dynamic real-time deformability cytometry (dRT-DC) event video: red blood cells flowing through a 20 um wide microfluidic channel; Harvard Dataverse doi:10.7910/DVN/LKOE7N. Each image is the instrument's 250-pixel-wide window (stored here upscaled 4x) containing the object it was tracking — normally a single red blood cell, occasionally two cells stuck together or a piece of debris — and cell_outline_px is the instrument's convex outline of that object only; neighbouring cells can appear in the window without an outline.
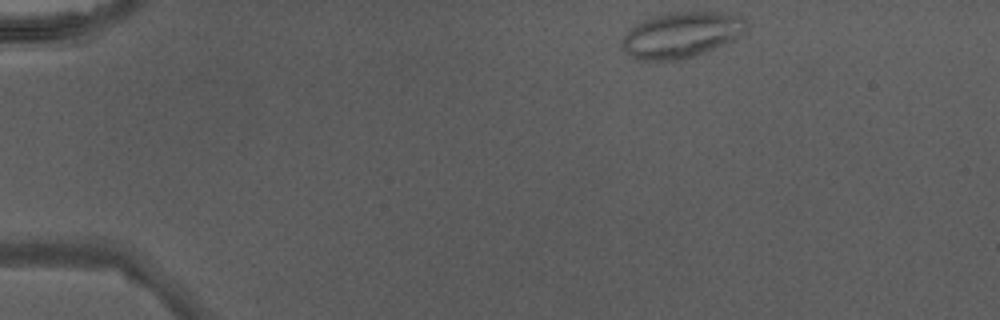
{"species": "Egyptian fruit bat (a non-hibernating species)", "species_latin": "Rousettus aegyptiacus", "temperature_condition": "warm", "stored_images_in_passage": 40, "camera_frame_rate_fps": 3000, "um_per_image_px": 0.085, "animal": {"sex": "male"}, "frame": {"image": 1, "passage_image": 1, "time_ms": 0.0, "image_size_px": [1000, 320], "cell_outline_px": [[744, 28], [736, 40], [704, 52], [680, 60], [636, 60], [620, 44], [620, 40], [636, 24], [644, 20], [668, 12], [720, 12], [740, 16], [744, 20]], "centroid_in_image_um": [57.9, 2.97], "position_along_channel_um": 27.1, "area_um2": 32.6}}
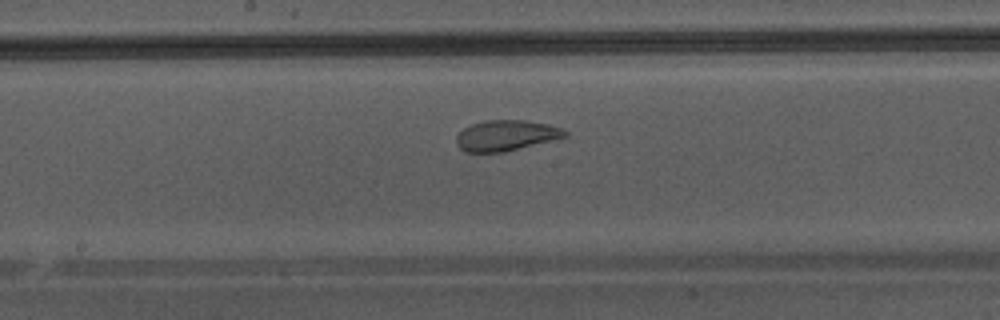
{"frame": {"image": 2, "passage_image": 19, "time_ms": 6.0, "image_size_px": [1000, 320], "cell_outline_px": [[568, 136], [504, 152], [464, 152], [456, 144], [456, 136], [464, 128], [472, 124], [484, 120], [528, 120], [548, 124], [564, 128], [568, 132]], "centroid_in_image_um": [43.03, 11.51], "position_along_channel_um": 205.2, "area_um2": 19.48}}
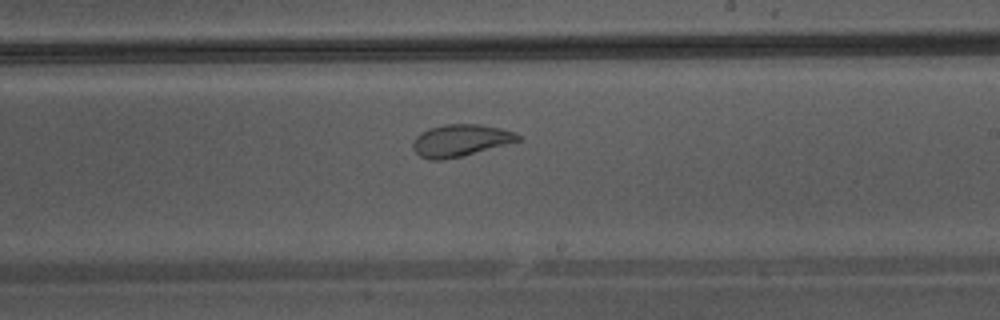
{"frame": {"image": 3, "passage_image": 22, "time_ms": 7.0, "image_size_px": [1000, 320], "cell_outline_px": [[524, 140], [444, 160], [428, 160], [420, 156], [412, 148], [412, 144], [416, 136], [420, 132], [428, 128], [444, 124], [480, 124], [500, 128], [516, 132], [524, 136]], "centroid_in_image_um": [39.17, 11.93], "position_along_channel_um": 249.8, "area_um2": 19.88}}